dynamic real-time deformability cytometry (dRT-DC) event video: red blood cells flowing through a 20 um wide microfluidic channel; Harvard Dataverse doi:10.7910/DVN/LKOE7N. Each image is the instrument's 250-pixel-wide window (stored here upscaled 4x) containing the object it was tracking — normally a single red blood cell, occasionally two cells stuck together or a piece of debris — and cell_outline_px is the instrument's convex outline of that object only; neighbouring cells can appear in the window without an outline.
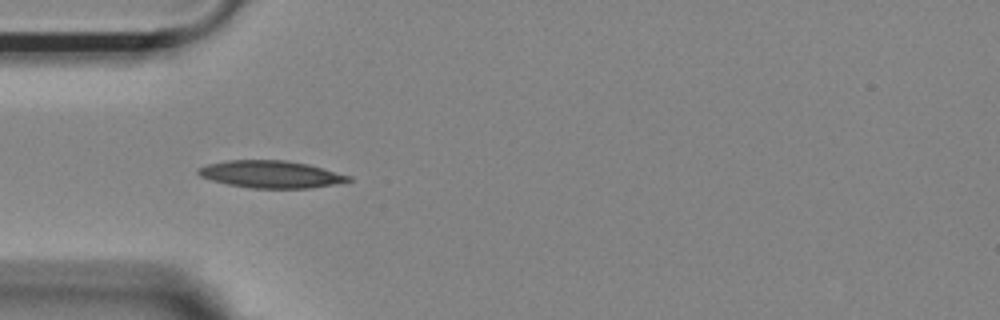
{"species": "Egyptian fruit bat (a non-hibernating species)", "species_latin": "Rousettus aegyptiacus", "temperature_condition": "room temperature", "stored_images_in_passage": 21, "camera_frame_rate_fps": 3000, "um_per_image_px": 0.085, "animal": {"sex": "female"}, "frame": {"image": 1, "passage_image": 1, "time_ms": 0.0, "image_size_px": [1000, 320], "cell_outline_px": [[352, 180], [336, 184], [308, 188], [252, 188], [228, 184], [212, 180], [200, 176], [196, 172], [196, 168], [208, 164], [228, 160], [284, 160], [308, 164], [352, 176]], "centroid_in_image_um": [23.02, 14.81], "position_along_channel_um": 62.0, "area_um2": 23.81}}
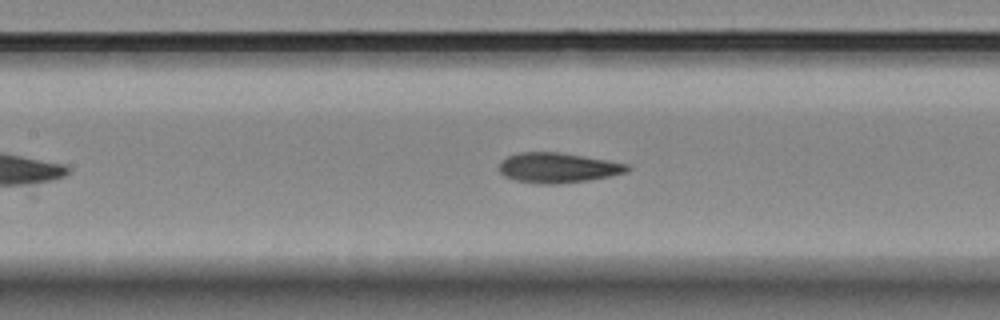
{"frame": {"image": 2, "passage_image": 9, "time_ms": 2.667, "image_size_px": [1000, 320], "cell_outline_px": [[632, 168], [628, 172], [588, 180], [552, 184], [536, 184], [516, 180], [504, 176], [500, 172], [500, 160], [508, 156], [520, 152], [560, 152], [632, 164]], "centroid_in_image_um": [47.45, 14.25], "position_along_channel_um": 160.0, "area_um2": 22.54}}
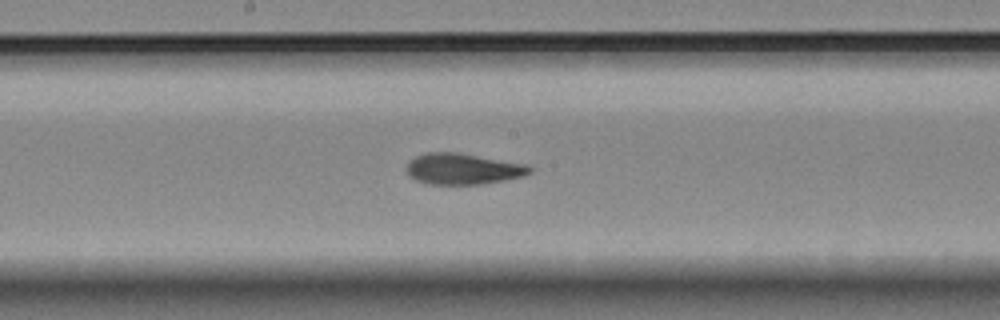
{"frame": {"image": 3, "passage_image": 13, "time_ms": 4.0, "image_size_px": [1000, 320], "cell_outline_px": [[532, 172], [524, 176], [504, 180], [480, 184], [428, 184], [416, 180], [408, 176], [408, 164], [416, 156], [424, 152], [456, 152], [528, 164], [532, 168]], "centroid_in_image_um": [39.38, 14.35], "position_along_channel_um": 208.8, "area_um2": 22.25}}